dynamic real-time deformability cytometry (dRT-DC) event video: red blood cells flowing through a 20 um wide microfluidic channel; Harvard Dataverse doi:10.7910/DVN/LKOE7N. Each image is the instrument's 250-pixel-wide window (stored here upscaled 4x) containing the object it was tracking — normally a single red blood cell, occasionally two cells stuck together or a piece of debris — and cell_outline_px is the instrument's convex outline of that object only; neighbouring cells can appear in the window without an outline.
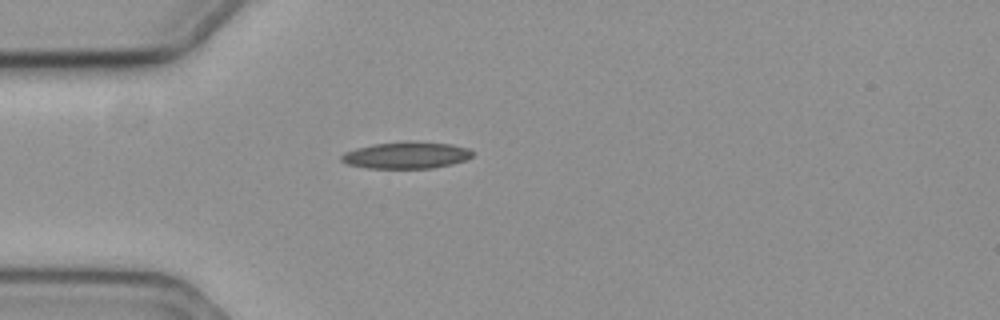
{"species": "common noctule bat (a hibernating species)", "species_latin": "Nyctalus noctula", "temperature_condition": "cold", "stored_images_in_passage": 37, "camera_frame_rate_fps": 3000, "um_per_image_px": 0.085, "animal": {"sex": "female", "body_mass_g": 19.3, "forearm_length_mm": 54.1}, "frame": {"image": 1, "passage_image": 1, "time_ms": 0.0, "image_size_px": [1000, 320], "cell_outline_px": [[472, 156], [464, 160], [452, 164], [432, 168], [368, 168], [348, 164], [340, 160], [340, 156], [344, 152], [356, 148], [376, 144], [408, 140], [412, 140], [452, 144], [468, 148], [472, 152]], "centroid_in_image_um": [34.53, 13.18], "position_along_channel_um": 50.5, "area_um2": 20.52}}
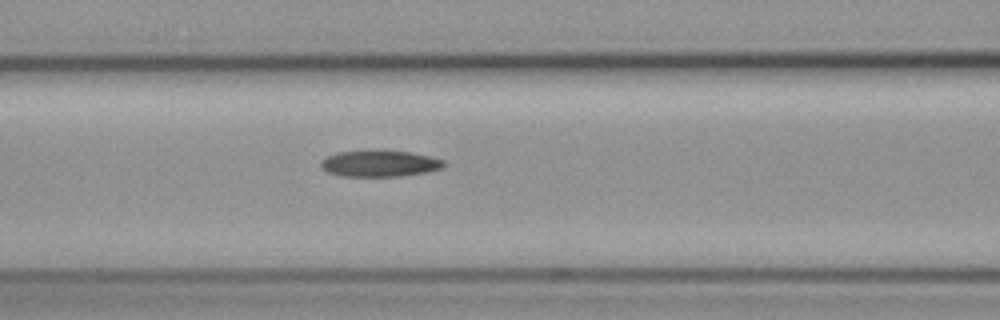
{"frame": {"image": 2, "passage_image": 9, "time_ms": 2.667, "image_size_px": [1000, 320], "cell_outline_px": [[444, 164], [440, 168], [428, 172], [400, 176], [340, 176], [328, 172], [320, 164], [320, 160], [336, 152], [408, 152], [428, 156], [444, 160]], "centroid_in_image_um": [32.25, 13.93], "position_along_channel_um": 134.3, "area_um2": 18.21}}
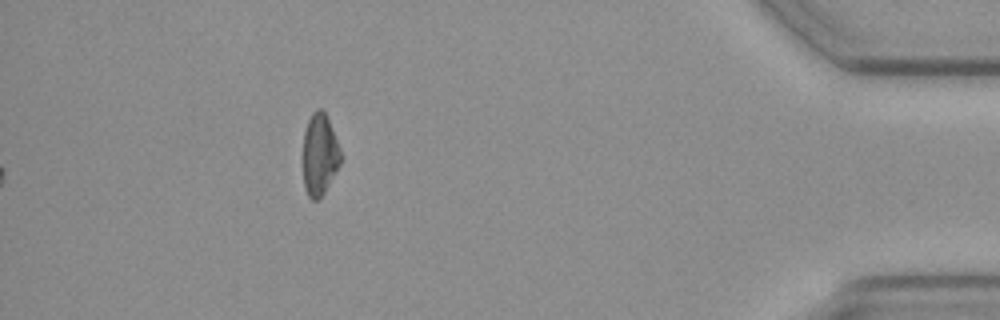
{"frame": {"image": 3, "passage_image": 37, "time_ms": 12.0, "image_size_px": [1000, 320], "cell_outline_px": [[340, 164], [336, 172], [324, 192], [316, 200], [312, 200], [308, 196], [304, 188], [304, 132], [308, 120], [312, 112], [316, 108], [320, 108], [324, 112], [328, 120], [340, 148]], "centroid_in_image_um": [27.16, 13.13], "position_along_channel_um": 408.0, "area_um2": 17.57}}